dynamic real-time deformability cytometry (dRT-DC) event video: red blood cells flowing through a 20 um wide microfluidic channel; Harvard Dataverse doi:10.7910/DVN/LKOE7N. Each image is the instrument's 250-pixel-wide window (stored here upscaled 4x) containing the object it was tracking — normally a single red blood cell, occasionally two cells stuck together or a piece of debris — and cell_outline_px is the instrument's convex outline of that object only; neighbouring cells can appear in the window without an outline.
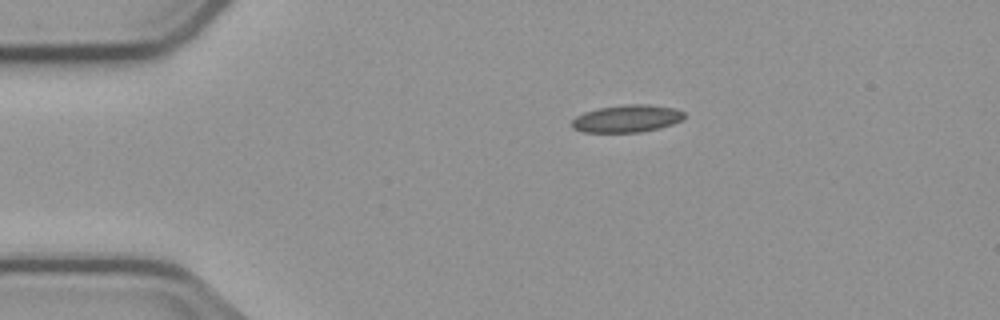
{"species": "common noctule bat (a hibernating species)", "species_latin": "Nyctalus noctula", "temperature_condition": "cold", "stored_images_in_passage": 2, "camera_frame_rate_fps": 3000, "um_per_image_px": 0.085, "animal": {"sex": "male", "body_mass_g": 23.1, "forearm_length_mm": 52.7}, "frame": {"image": 1, "passage_image": 1, "time_ms": 0.0, "image_size_px": [1000, 320], "cell_outline_px": [[684, 116], [680, 120], [672, 124], [660, 128], [640, 132], [584, 132], [572, 128], [572, 120], [576, 116], [584, 112], [600, 108], [624, 104], [648, 104], [676, 108], [684, 112]], "centroid_in_image_um": [53.29, 10.07], "position_along_channel_um": 31.7, "area_um2": 17.92}}